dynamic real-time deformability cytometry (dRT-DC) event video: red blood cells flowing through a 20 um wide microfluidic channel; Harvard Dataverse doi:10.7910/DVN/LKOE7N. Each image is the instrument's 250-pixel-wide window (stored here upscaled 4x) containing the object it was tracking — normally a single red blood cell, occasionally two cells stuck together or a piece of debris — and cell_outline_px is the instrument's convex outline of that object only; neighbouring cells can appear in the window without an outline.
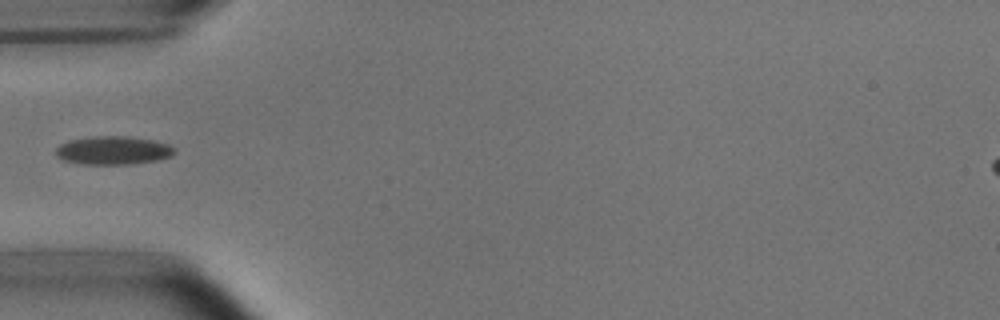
{"species": "common noctule bat (a hibernating species)", "species_latin": "Nyctalus noctula", "temperature_condition": "room temperature", "stored_images_in_passage": 5, "camera_frame_rate_fps": 3000, "um_per_image_px": 0.085, "animal": {"sex": "male", "body_mass_g": 15.6}, "frame": {"image": 1, "passage_image": 5, "time_ms": 5.333, "image_size_px": [1000, 320], "cell_outline_px": [[176, 152], [172, 156], [156, 160], [132, 164], [84, 164], [64, 160], [56, 156], [56, 148], [60, 144], [68, 140], [96, 136], [128, 136], [152, 140], [168, 144], [176, 148]], "centroid_in_image_um": [9.64, 12.78], "position_along_channel_um": 75.4, "area_um2": 19.65}}